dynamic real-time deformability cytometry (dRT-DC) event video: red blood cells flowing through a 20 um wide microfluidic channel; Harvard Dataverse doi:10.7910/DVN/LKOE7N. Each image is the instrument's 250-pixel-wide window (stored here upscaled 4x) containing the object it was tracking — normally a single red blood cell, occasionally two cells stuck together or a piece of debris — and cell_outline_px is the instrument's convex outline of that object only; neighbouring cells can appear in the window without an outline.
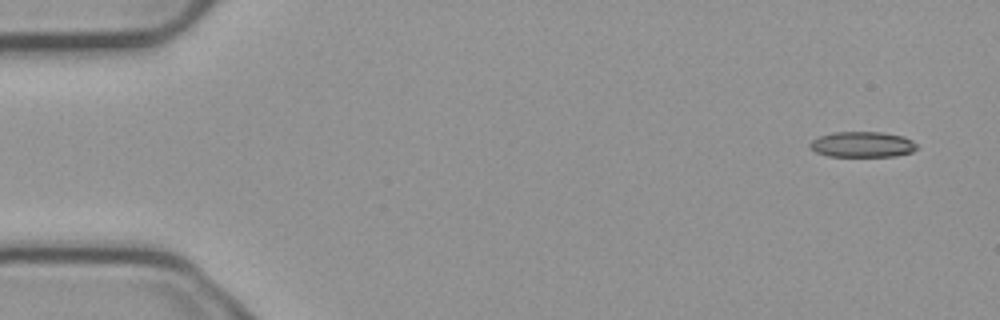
{"species": "common noctule bat (a hibernating species)", "species_latin": "Nyctalus noctula", "temperature_condition": "cold", "stored_images_in_passage": 10, "camera_frame_rate_fps": 3000, "um_per_image_px": 0.085, "animal": {"sex": "male", "body_mass_g": 23.1, "forearm_length_mm": 52.7}, "frame": {"image": 1, "passage_image": 1, "time_ms": 0.0, "image_size_px": [1000, 320], "cell_outline_px": [[916, 148], [912, 152], [896, 156], [828, 156], [816, 152], [808, 144], [812, 140], [820, 136], [832, 132], [880, 132], [904, 136], [912, 140], [916, 144]], "centroid_in_image_um": [73.3, 12.27], "position_along_channel_um": 11.7, "area_um2": 15.9}}
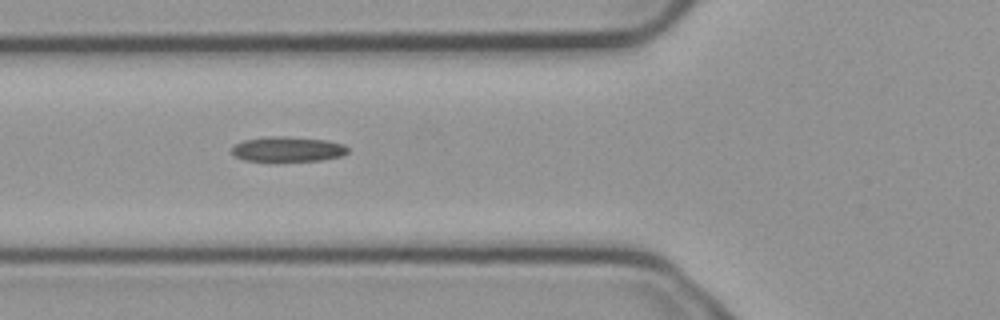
{"frame": {"image": 2, "passage_image": 6, "time_ms": 1.667, "image_size_px": [1000, 320], "cell_outline_px": [[348, 152], [340, 156], [320, 160], [276, 164], [268, 164], [244, 160], [232, 156], [232, 148], [236, 144], [244, 140], [264, 136], [284, 136], [328, 140], [344, 144], [348, 148]], "centroid_in_image_um": [24.39, 12.73], "position_along_channel_um": 101.4, "area_um2": 17.98}}
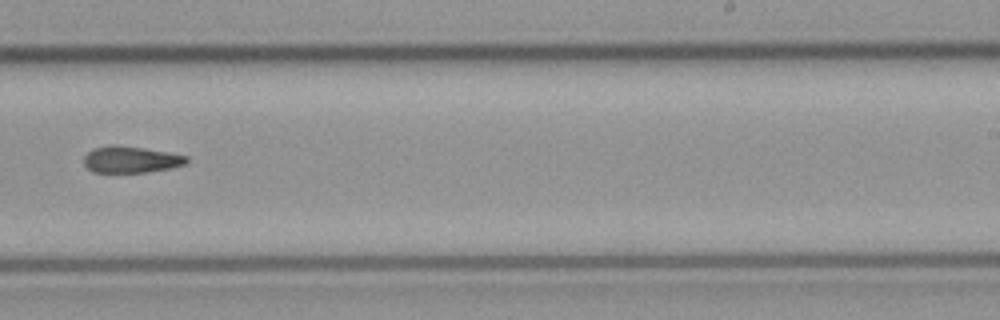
{"frame": {"image": 3, "passage_image": 10, "time_ms": 3.0, "image_size_px": [1000, 320], "cell_outline_px": [[188, 160], [184, 164], [172, 168], [144, 172], [92, 172], [84, 164], [84, 156], [88, 152], [96, 148], [112, 144], [116, 144], [144, 148], [168, 152], [188, 156]], "centroid_in_image_um": [11.12, 13.55], "position_along_channel_um": 277.9, "area_um2": 15.84}}